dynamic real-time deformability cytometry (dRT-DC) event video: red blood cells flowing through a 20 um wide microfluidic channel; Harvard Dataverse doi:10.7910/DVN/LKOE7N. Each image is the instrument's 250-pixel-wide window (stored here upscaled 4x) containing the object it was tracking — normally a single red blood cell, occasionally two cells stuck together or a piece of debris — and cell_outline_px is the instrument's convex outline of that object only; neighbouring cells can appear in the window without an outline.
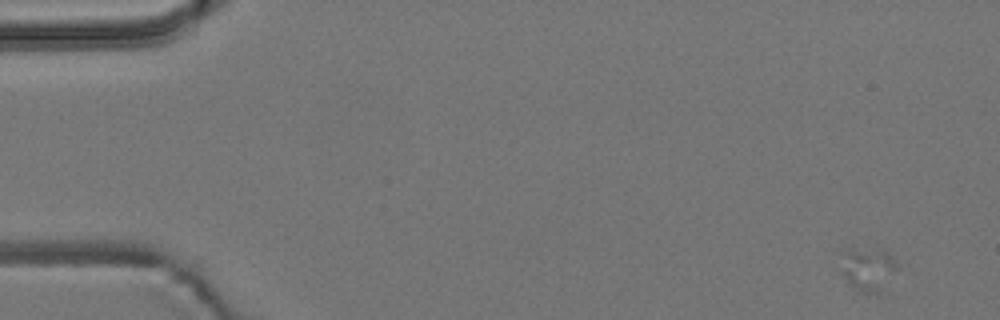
{"species": "common noctule bat (a hibernating species)", "species_latin": "Nyctalus noctula", "temperature_condition": "room temperature", "stored_images_in_passage": 5, "camera_frame_rate_fps": 3000, "um_per_image_px": 0.085, "animal": {"sex": "male", "body_mass_g": 19.2, "forearm_length_mm": 51.8}, "frame": {"image": 1, "passage_image": 1, "time_ms": 0.0, "image_size_px": [1000, 320], "cell_outline_px": [[900, 268], [880, 292], [864, 292], [852, 288], [848, 284], [840, 272], [836, 252], [844, 248], [876, 244], [888, 252], [896, 260]], "centroid_in_image_um": [73.69, 22.72], "position_along_channel_um": 11.3, "area_um2": 16.01}}
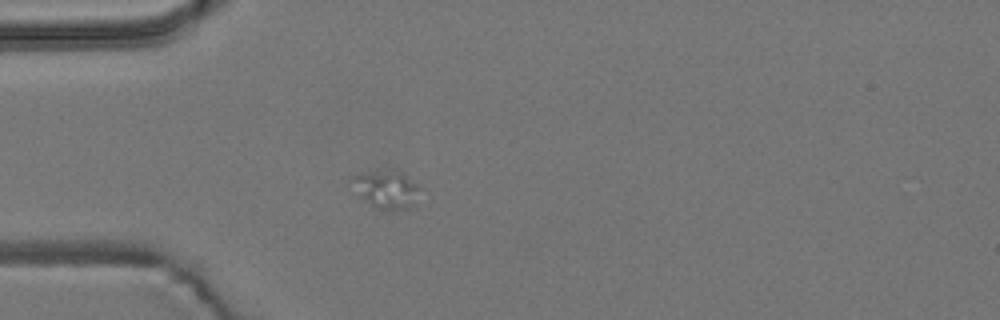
{"frame": {"image": 2, "passage_image": 5, "time_ms": 1.333, "image_size_px": [1000, 320], "cell_outline_px": [[420, 188], [416, 204], [408, 208], [388, 212], [376, 208], [360, 196], [356, 176], [372, 172], [396, 168], [400, 168]], "centroid_in_image_um": [33.02, 16.12], "position_along_channel_um": 52.0, "area_um2": 14.68}}